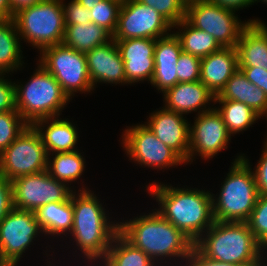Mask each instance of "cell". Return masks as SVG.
Returning <instances> with one entry per match:
<instances>
[{
  "label": "cell",
  "mask_w": 267,
  "mask_h": 266,
  "mask_svg": "<svg viewBox=\"0 0 267 266\" xmlns=\"http://www.w3.org/2000/svg\"><path fill=\"white\" fill-rule=\"evenodd\" d=\"M76 1H78L82 6L91 10L95 7V5L99 4L102 0H76Z\"/></svg>",
  "instance_id": "obj_46"
},
{
  "label": "cell",
  "mask_w": 267,
  "mask_h": 266,
  "mask_svg": "<svg viewBox=\"0 0 267 266\" xmlns=\"http://www.w3.org/2000/svg\"><path fill=\"white\" fill-rule=\"evenodd\" d=\"M235 11L210 0H188L185 19L193 27L212 35L222 47H236L241 31L250 22L260 20L242 22Z\"/></svg>",
  "instance_id": "obj_8"
},
{
  "label": "cell",
  "mask_w": 267,
  "mask_h": 266,
  "mask_svg": "<svg viewBox=\"0 0 267 266\" xmlns=\"http://www.w3.org/2000/svg\"><path fill=\"white\" fill-rule=\"evenodd\" d=\"M125 152L134 162L148 168H169L185 163L170 147L161 142L145 124L132 125L122 135Z\"/></svg>",
  "instance_id": "obj_14"
},
{
  "label": "cell",
  "mask_w": 267,
  "mask_h": 266,
  "mask_svg": "<svg viewBox=\"0 0 267 266\" xmlns=\"http://www.w3.org/2000/svg\"><path fill=\"white\" fill-rule=\"evenodd\" d=\"M48 153L39 133L28 125L0 154V176L10 181L47 170Z\"/></svg>",
  "instance_id": "obj_10"
},
{
  "label": "cell",
  "mask_w": 267,
  "mask_h": 266,
  "mask_svg": "<svg viewBox=\"0 0 267 266\" xmlns=\"http://www.w3.org/2000/svg\"><path fill=\"white\" fill-rule=\"evenodd\" d=\"M14 12L11 10L9 0H0V18H12Z\"/></svg>",
  "instance_id": "obj_45"
},
{
  "label": "cell",
  "mask_w": 267,
  "mask_h": 266,
  "mask_svg": "<svg viewBox=\"0 0 267 266\" xmlns=\"http://www.w3.org/2000/svg\"><path fill=\"white\" fill-rule=\"evenodd\" d=\"M184 266H241L233 263L220 262L204 256L195 246L192 248Z\"/></svg>",
  "instance_id": "obj_41"
},
{
  "label": "cell",
  "mask_w": 267,
  "mask_h": 266,
  "mask_svg": "<svg viewBox=\"0 0 267 266\" xmlns=\"http://www.w3.org/2000/svg\"><path fill=\"white\" fill-rule=\"evenodd\" d=\"M260 1L267 4V0H255V2H257V3L260 2Z\"/></svg>",
  "instance_id": "obj_47"
},
{
  "label": "cell",
  "mask_w": 267,
  "mask_h": 266,
  "mask_svg": "<svg viewBox=\"0 0 267 266\" xmlns=\"http://www.w3.org/2000/svg\"><path fill=\"white\" fill-rule=\"evenodd\" d=\"M125 66L126 84L151 81L154 69L156 39H114Z\"/></svg>",
  "instance_id": "obj_17"
},
{
  "label": "cell",
  "mask_w": 267,
  "mask_h": 266,
  "mask_svg": "<svg viewBox=\"0 0 267 266\" xmlns=\"http://www.w3.org/2000/svg\"><path fill=\"white\" fill-rule=\"evenodd\" d=\"M263 116H265L266 119H267V111H266V113ZM266 142H267V138H266Z\"/></svg>",
  "instance_id": "obj_49"
},
{
  "label": "cell",
  "mask_w": 267,
  "mask_h": 266,
  "mask_svg": "<svg viewBox=\"0 0 267 266\" xmlns=\"http://www.w3.org/2000/svg\"><path fill=\"white\" fill-rule=\"evenodd\" d=\"M119 233L156 264L159 263L158 266L166 257L169 260L173 257L172 259L181 258V262L187 261L194 247V243L182 231L157 211L119 222Z\"/></svg>",
  "instance_id": "obj_2"
},
{
  "label": "cell",
  "mask_w": 267,
  "mask_h": 266,
  "mask_svg": "<svg viewBox=\"0 0 267 266\" xmlns=\"http://www.w3.org/2000/svg\"><path fill=\"white\" fill-rule=\"evenodd\" d=\"M59 118L60 116L42 118L36 120L32 124L35 130L39 133L49 156L51 155V152V156H53L54 153L58 152H72L78 150L75 148L79 138L76 127L67 119L63 120L62 118Z\"/></svg>",
  "instance_id": "obj_23"
},
{
  "label": "cell",
  "mask_w": 267,
  "mask_h": 266,
  "mask_svg": "<svg viewBox=\"0 0 267 266\" xmlns=\"http://www.w3.org/2000/svg\"><path fill=\"white\" fill-rule=\"evenodd\" d=\"M61 1L64 10L65 25H78L91 22L92 13L88 8L82 6L76 0H71L68 5H64V0Z\"/></svg>",
  "instance_id": "obj_37"
},
{
  "label": "cell",
  "mask_w": 267,
  "mask_h": 266,
  "mask_svg": "<svg viewBox=\"0 0 267 266\" xmlns=\"http://www.w3.org/2000/svg\"><path fill=\"white\" fill-rule=\"evenodd\" d=\"M0 266H8L6 263L0 261Z\"/></svg>",
  "instance_id": "obj_48"
},
{
  "label": "cell",
  "mask_w": 267,
  "mask_h": 266,
  "mask_svg": "<svg viewBox=\"0 0 267 266\" xmlns=\"http://www.w3.org/2000/svg\"><path fill=\"white\" fill-rule=\"evenodd\" d=\"M12 18H0V74H9L23 66L21 43Z\"/></svg>",
  "instance_id": "obj_27"
},
{
  "label": "cell",
  "mask_w": 267,
  "mask_h": 266,
  "mask_svg": "<svg viewBox=\"0 0 267 266\" xmlns=\"http://www.w3.org/2000/svg\"><path fill=\"white\" fill-rule=\"evenodd\" d=\"M171 29L173 25L154 8L127 0L122 2L112 39H158L169 35Z\"/></svg>",
  "instance_id": "obj_13"
},
{
  "label": "cell",
  "mask_w": 267,
  "mask_h": 266,
  "mask_svg": "<svg viewBox=\"0 0 267 266\" xmlns=\"http://www.w3.org/2000/svg\"><path fill=\"white\" fill-rule=\"evenodd\" d=\"M101 266H157L141 249L135 248L118 233L107 251ZM161 266V265H160Z\"/></svg>",
  "instance_id": "obj_29"
},
{
  "label": "cell",
  "mask_w": 267,
  "mask_h": 266,
  "mask_svg": "<svg viewBox=\"0 0 267 266\" xmlns=\"http://www.w3.org/2000/svg\"><path fill=\"white\" fill-rule=\"evenodd\" d=\"M219 103L221 107H216L221 114L227 131L232 136L243 130H247L258 119L261 118L253 109L242 102L234 100H214V104Z\"/></svg>",
  "instance_id": "obj_31"
},
{
  "label": "cell",
  "mask_w": 267,
  "mask_h": 266,
  "mask_svg": "<svg viewBox=\"0 0 267 266\" xmlns=\"http://www.w3.org/2000/svg\"><path fill=\"white\" fill-rule=\"evenodd\" d=\"M238 69L236 47H222L201 58L200 81L214 96H218Z\"/></svg>",
  "instance_id": "obj_19"
},
{
  "label": "cell",
  "mask_w": 267,
  "mask_h": 266,
  "mask_svg": "<svg viewBox=\"0 0 267 266\" xmlns=\"http://www.w3.org/2000/svg\"><path fill=\"white\" fill-rule=\"evenodd\" d=\"M214 3H217L223 7L232 8L234 10H240L244 7H249L255 3V0H210ZM240 8V9H239Z\"/></svg>",
  "instance_id": "obj_43"
},
{
  "label": "cell",
  "mask_w": 267,
  "mask_h": 266,
  "mask_svg": "<svg viewBox=\"0 0 267 266\" xmlns=\"http://www.w3.org/2000/svg\"><path fill=\"white\" fill-rule=\"evenodd\" d=\"M181 53L180 41L174 33L156 39L155 69L150 83L158 91L164 93L177 84V61Z\"/></svg>",
  "instance_id": "obj_20"
},
{
  "label": "cell",
  "mask_w": 267,
  "mask_h": 266,
  "mask_svg": "<svg viewBox=\"0 0 267 266\" xmlns=\"http://www.w3.org/2000/svg\"><path fill=\"white\" fill-rule=\"evenodd\" d=\"M0 74V113L16 110L15 83Z\"/></svg>",
  "instance_id": "obj_38"
},
{
  "label": "cell",
  "mask_w": 267,
  "mask_h": 266,
  "mask_svg": "<svg viewBox=\"0 0 267 266\" xmlns=\"http://www.w3.org/2000/svg\"><path fill=\"white\" fill-rule=\"evenodd\" d=\"M247 80L258 86L267 95V70L257 67H239Z\"/></svg>",
  "instance_id": "obj_42"
},
{
  "label": "cell",
  "mask_w": 267,
  "mask_h": 266,
  "mask_svg": "<svg viewBox=\"0 0 267 266\" xmlns=\"http://www.w3.org/2000/svg\"><path fill=\"white\" fill-rule=\"evenodd\" d=\"M201 58L182 51L177 61V83L200 80Z\"/></svg>",
  "instance_id": "obj_36"
},
{
  "label": "cell",
  "mask_w": 267,
  "mask_h": 266,
  "mask_svg": "<svg viewBox=\"0 0 267 266\" xmlns=\"http://www.w3.org/2000/svg\"><path fill=\"white\" fill-rule=\"evenodd\" d=\"M163 94L164 107L182 115L193 111L197 112V110L199 115L202 112L211 110L212 108L210 107L206 109V104L211 101L214 102L215 99V96L200 80L177 83Z\"/></svg>",
  "instance_id": "obj_21"
},
{
  "label": "cell",
  "mask_w": 267,
  "mask_h": 266,
  "mask_svg": "<svg viewBox=\"0 0 267 266\" xmlns=\"http://www.w3.org/2000/svg\"><path fill=\"white\" fill-rule=\"evenodd\" d=\"M196 116L194 125H190L188 163L193 162L197 154L204 160L213 158L225 150L231 140L223 118L215 107Z\"/></svg>",
  "instance_id": "obj_15"
},
{
  "label": "cell",
  "mask_w": 267,
  "mask_h": 266,
  "mask_svg": "<svg viewBox=\"0 0 267 266\" xmlns=\"http://www.w3.org/2000/svg\"><path fill=\"white\" fill-rule=\"evenodd\" d=\"M11 4V10L15 13L19 9L31 6L44 0H9Z\"/></svg>",
  "instance_id": "obj_44"
},
{
  "label": "cell",
  "mask_w": 267,
  "mask_h": 266,
  "mask_svg": "<svg viewBox=\"0 0 267 266\" xmlns=\"http://www.w3.org/2000/svg\"><path fill=\"white\" fill-rule=\"evenodd\" d=\"M183 117L182 114L162 107L161 110L151 113L145 125L187 164L190 124Z\"/></svg>",
  "instance_id": "obj_16"
},
{
  "label": "cell",
  "mask_w": 267,
  "mask_h": 266,
  "mask_svg": "<svg viewBox=\"0 0 267 266\" xmlns=\"http://www.w3.org/2000/svg\"><path fill=\"white\" fill-rule=\"evenodd\" d=\"M121 5L122 2L119 0H102L90 10L91 22L104 28L113 36Z\"/></svg>",
  "instance_id": "obj_33"
},
{
  "label": "cell",
  "mask_w": 267,
  "mask_h": 266,
  "mask_svg": "<svg viewBox=\"0 0 267 266\" xmlns=\"http://www.w3.org/2000/svg\"><path fill=\"white\" fill-rule=\"evenodd\" d=\"M111 40L112 35L107 30L90 22L66 25L62 43L74 50L86 53L95 47L105 45Z\"/></svg>",
  "instance_id": "obj_26"
},
{
  "label": "cell",
  "mask_w": 267,
  "mask_h": 266,
  "mask_svg": "<svg viewBox=\"0 0 267 266\" xmlns=\"http://www.w3.org/2000/svg\"><path fill=\"white\" fill-rule=\"evenodd\" d=\"M214 100H234L242 102L261 117L267 111V95L258 86L247 80L241 70H237L228 80L223 90Z\"/></svg>",
  "instance_id": "obj_24"
},
{
  "label": "cell",
  "mask_w": 267,
  "mask_h": 266,
  "mask_svg": "<svg viewBox=\"0 0 267 266\" xmlns=\"http://www.w3.org/2000/svg\"><path fill=\"white\" fill-rule=\"evenodd\" d=\"M247 224L258 244L267 250V195L258 196Z\"/></svg>",
  "instance_id": "obj_34"
},
{
  "label": "cell",
  "mask_w": 267,
  "mask_h": 266,
  "mask_svg": "<svg viewBox=\"0 0 267 266\" xmlns=\"http://www.w3.org/2000/svg\"><path fill=\"white\" fill-rule=\"evenodd\" d=\"M175 27H182L179 29L180 32L174 34L179 39L182 51L185 53L204 58L222 48L212 35L193 27L186 19L173 26V28Z\"/></svg>",
  "instance_id": "obj_28"
},
{
  "label": "cell",
  "mask_w": 267,
  "mask_h": 266,
  "mask_svg": "<svg viewBox=\"0 0 267 266\" xmlns=\"http://www.w3.org/2000/svg\"><path fill=\"white\" fill-rule=\"evenodd\" d=\"M146 187L160 205L155 210L193 243L214 224L212 192L176 188L159 182Z\"/></svg>",
  "instance_id": "obj_1"
},
{
  "label": "cell",
  "mask_w": 267,
  "mask_h": 266,
  "mask_svg": "<svg viewBox=\"0 0 267 266\" xmlns=\"http://www.w3.org/2000/svg\"><path fill=\"white\" fill-rule=\"evenodd\" d=\"M11 182L13 208L19 210L35 212L45 204L66 201L73 192L68 185L52 178L47 170Z\"/></svg>",
  "instance_id": "obj_12"
},
{
  "label": "cell",
  "mask_w": 267,
  "mask_h": 266,
  "mask_svg": "<svg viewBox=\"0 0 267 266\" xmlns=\"http://www.w3.org/2000/svg\"><path fill=\"white\" fill-rule=\"evenodd\" d=\"M28 125L17 111L0 113V154Z\"/></svg>",
  "instance_id": "obj_32"
},
{
  "label": "cell",
  "mask_w": 267,
  "mask_h": 266,
  "mask_svg": "<svg viewBox=\"0 0 267 266\" xmlns=\"http://www.w3.org/2000/svg\"><path fill=\"white\" fill-rule=\"evenodd\" d=\"M99 202L96 194L86 187L79 189L78 194L72 192L74 220L69 234L84 258L91 263L97 259L103 261L114 237L119 233V222H110L105 208Z\"/></svg>",
  "instance_id": "obj_3"
},
{
  "label": "cell",
  "mask_w": 267,
  "mask_h": 266,
  "mask_svg": "<svg viewBox=\"0 0 267 266\" xmlns=\"http://www.w3.org/2000/svg\"><path fill=\"white\" fill-rule=\"evenodd\" d=\"M249 160L242 154L231 165L218 197L212 193L217 222H247L259 196Z\"/></svg>",
  "instance_id": "obj_5"
},
{
  "label": "cell",
  "mask_w": 267,
  "mask_h": 266,
  "mask_svg": "<svg viewBox=\"0 0 267 266\" xmlns=\"http://www.w3.org/2000/svg\"><path fill=\"white\" fill-rule=\"evenodd\" d=\"M12 19L20 39H26L40 52L63 42L66 25L61 0H44L23 7L14 13Z\"/></svg>",
  "instance_id": "obj_7"
},
{
  "label": "cell",
  "mask_w": 267,
  "mask_h": 266,
  "mask_svg": "<svg viewBox=\"0 0 267 266\" xmlns=\"http://www.w3.org/2000/svg\"><path fill=\"white\" fill-rule=\"evenodd\" d=\"M236 50L239 67L267 70V26L264 22H250L241 31Z\"/></svg>",
  "instance_id": "obj_22"
},
{
  "label": "cell",
  "mask_w": 267,
  "mask_h": 266,
  "mask_svg": "<svg viewBox=\"0 0 267 266\" xmlns=\"http://www.w3.org/2000/svg\"><path fill=\"white\" fill-rule=\"evenodd\" d=\"M154 8L165 17L173 26L186 17L188 0H137Z\"/></svg>",
  "instance_id": "obj_35"
},
{
  "label": "cell",
  "mask_w": 267,
  "mask_h": 266,
  "mask_svg": "<svg viewBox=\"0 0 267 266\" xmlns=\"http://www.w3.org/2000/svg\"><path fill=\"white\" fill-rule=\"evenodd\" d=\"M37 65L24 86L15 82L16 110L29 125L42 118L60 116L70 102L55 77L43 66Z\"/></svg>",
  "instance_id": "obj_6"
},
{
  "label": "cell",
  "mask_w": 267,
  "mask_h": 266,
  "mask_svg": "<svg viewBox=\"0 0 267 266\" xmlns=\"http://www.w3.org/2000/svg\"><path fill=\"white\" fill-rule=\"evenodd\" d=\"M206 232L194 243L204 256L241 266L265 264L267 259L262 256L265 250L258 244L247 222L215 221Z\"/></svg>",
  "instance_id": "obj_4"
},
{
  "label": "cell",
  "mask_w": 267,
  "mask_h": 266,
  "mask_svg": "<svg viewBox=\"0 0 267 266\" xmlns=\"http://www.w3.org/2000/svg\"><path fill=\"white\" fill-rule=\"evenodd\" d=\"M262 152L256 168L252 171L259 195H267V142H265Z\"/></svg>",
  "instance_id": "obj_39"
},
{
  "label": "cell",
  "mask_w": 267,
  "mask_h": 266,
  "mask_svg": "<svg viewBox=\"0 0 267 266\" xmlns=\"http://www.w3.org/2000/svg\"><path fill=\"white\" fill-rule=\"evenodd\" d=\"M12 209V182L0 176V222Z\"/></svg>",
  "instance_id": "obj_40"
},
{
  "label": "cell",
  "mask_w": 267,
  "mask_h": 266,
  "mask_svg": "<svg viewBox=\"0 0 267 266\" xmlns=\"http://www.w3.org/2000/svg\"><path fill=\"white\" fill-rule=\"evenodd\" d=\"M35 215L44 235L69 234L74 220L72 194L64 202H53L39 207L35 211Z\"/></svg>",
  "instance_id": "obj_25"
},
{
  "label": "cell",
  "mask_w": 267,
  "mask_h": 266,
  "mask_svg": "<svg viewBox=\"0 0 267 266\" xmlns=\"http://www.w3.org/2000/svg\"><path fill=\"white\" fill-rule=\"evenodd\" d=\"M40 55L39 64L55 77L69 99L75 92L94 90L85 53L61 43L44 48Z\"/></svg>",
  "instance_id": "obj_9"
},
{
  "label": "cell",
  "mask_w": 267,
  "mask_h": 266,
  "mask_svg": "<svg viewBox=\"0 0 267 266\" xmlns=\"http://www.w3.org/2000/svg\"><path fill=\"white\" fill-rule=\"evenodd\" d=\"M93 88L97 83L126 84L125 66L114 39L85 53Z\"/></svg>",
  "instance_id": "obj_18"
},
{
  "label": "cell",
  "mask_w": 267,
  "mask_h": 266,
  "mask_svg": "<svg viewBox=\"0 0 267 266\" xmlns=\"http://www.w3.org/2000/svg\"><path fill=\"white\" fill-rule=\"evenodd\" d=\"M54 154L52 160L48 155L47 171L52 178L70 187L69 182L71 185V182H75L81 177L85 169V159L78 150Z\"/></svg>",
  "instance_id": "obj_30"
},
{
  "label": "cell",
  "mask_w": 267,
  "mask_h": 266,
  "mask_svg": "<svg viewBox=\"0 0 267 266\" xmlns=\"http://www.w3.org/2000/svg\"><path fill=\"white\" fill-rule=\"evenodd\" d=\"M41 232L43 234L34 211L13 208L0 222V261L17 266Z\"/></svg>",
  "instance_id": "obj_11"
}]
</instances>
